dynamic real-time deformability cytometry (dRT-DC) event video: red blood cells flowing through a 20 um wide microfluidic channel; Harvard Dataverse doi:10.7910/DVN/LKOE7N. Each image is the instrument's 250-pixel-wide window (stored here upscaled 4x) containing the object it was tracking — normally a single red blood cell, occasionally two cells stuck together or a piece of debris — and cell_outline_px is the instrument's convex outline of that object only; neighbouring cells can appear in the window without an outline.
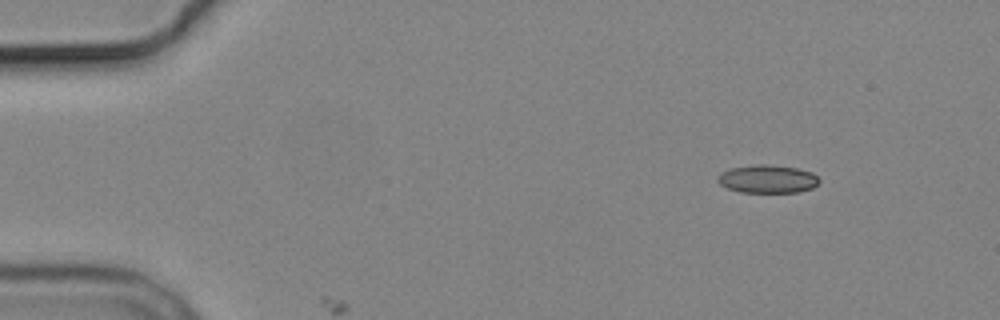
{"species": "common noctule bat (a hibernating species)", "species_latin": "Nyctalus noctula", "temperature_condition": "cold", "stored_images_in_passage": 6, "segment_of_instrument_passage": [2, 2], "camera_frame_rate_fps": 3000, "um_per_image_px": 0.085, "animal": {"sex": "male", "body_mass_g": 19.2, "forearm_length_mm": 51.8}, "frame": {"image": 1, "passage_image": 6, "time_ms": 6.667, "image_size_px": [1000, 320], "cell_outline_px": [[820, 180], [812, 188], [800, 192], [740, 192], [728, 188], [720, 184], [716, 180], [716, 176], [720, 172], [732, 168], [756, 164], [768, 164], [796, 168], [812, 172]], "centroid_in_image_um": [65.21, 15.21], "position_along_channel_um": 19.8, "area_um2": 16.65}}